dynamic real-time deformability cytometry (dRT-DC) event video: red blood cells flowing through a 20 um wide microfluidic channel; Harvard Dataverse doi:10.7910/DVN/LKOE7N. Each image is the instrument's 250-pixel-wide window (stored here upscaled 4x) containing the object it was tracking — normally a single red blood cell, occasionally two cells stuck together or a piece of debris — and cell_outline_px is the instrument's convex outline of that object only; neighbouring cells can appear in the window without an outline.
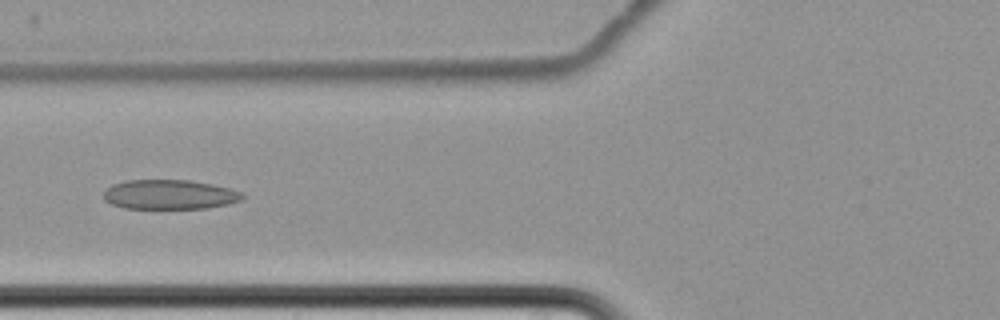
{"species": "common noctule bat (a hibernating species)", "species_latin": "Nyctalus noctula", "temperature_condition": "cold", "stored_images_in_passage": 17, "camera_frame_rate_fps": 3000, "um_per_image_px": 0.085, "animal": {"sex": "female", "body_mass_g": 22.7, "forearm_length_mm": 54.2}, "frame": {"image": 1, "passage_image": 8, "time_ms": 9.667, "image_size_px": [1000, 320], "cell_outline_px": [[244, 196], [240, 200], [228, 204], [208, 208], [124, 208], [112, 204], [104, 200], [104, 192], [112, 184], [128, 180], [188, 180], [212, 184], [228, 188], [240, 192]], "centroid_in_image_um": [14.39, 16.53], "position_along_channel_um": 111.4, "area_um2": 23.7}}
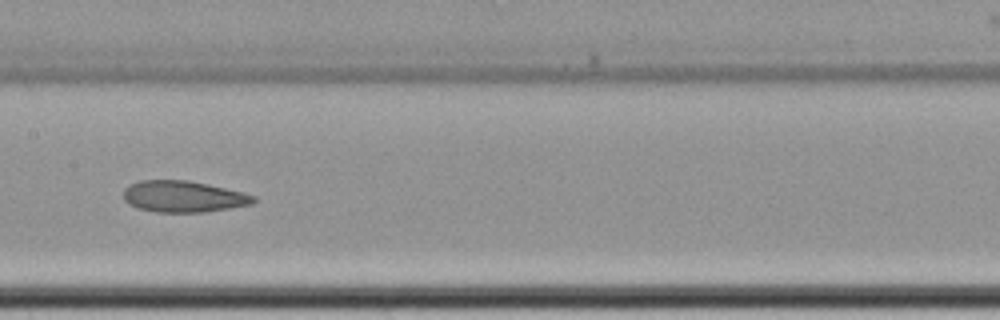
{"frame": {"image": 2, "passage_image": 10, "time_ms": 12.0, "image_size_px": [1000, 320], "cell_outline_px": [[256, 200], [252, 204], [232, 208], [204, 212], [156, 212], [140, 208], [128, 204], [124, 200], [124, 188], [128, 184], [140, 180], [188, 180], [208, 184], [244, 192], [256, 196]], "centroid_in_image_um": [15.6, 16.7], "position_along_channel_um": 191.8, "area_um2": 23.99}}
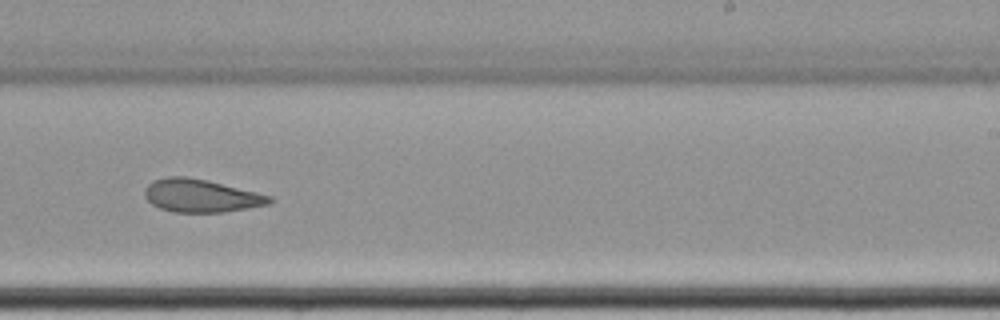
{"frame": {"image": 3, "passage_image": 12, "time_ms": 14.333, "image_size_px": [1000, 320], "cell_outline_px": [[272, 200], [268, 204], [224, 212], [172, 212], [160, 208], [152, 204], [144, 196], [144, 188], [152, 180], [168, 176], [184, 176], [208, 180], [272, 196]], "centroid_in_image_um": [17.03, 16.63], "position_along_channel_um": 272.0, "area_um2": 23.93}, "authors_computed_cell_mechanics": {"area_um2": 26.877, "velocity_mm_per_s": 3.4474, "shape_relaxation_time_tau1_ms": null, "shape_relaxation_time_tau2_ms": 5.3258, "deformation_change_tau1": null, "deformation_change_tau2": 0.0954}}